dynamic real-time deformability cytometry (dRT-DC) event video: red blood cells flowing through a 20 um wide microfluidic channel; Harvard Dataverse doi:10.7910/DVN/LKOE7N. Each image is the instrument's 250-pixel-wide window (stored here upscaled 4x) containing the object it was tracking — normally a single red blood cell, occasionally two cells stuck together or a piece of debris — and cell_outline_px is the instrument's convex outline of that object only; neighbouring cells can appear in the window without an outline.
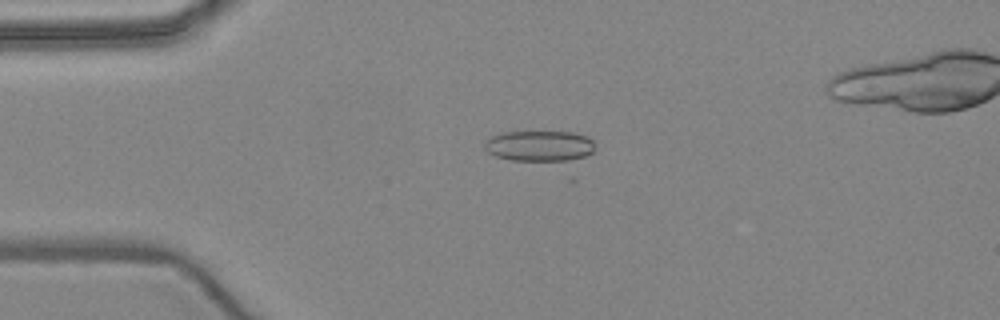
{"species": "common noctule bat (a hibernating species)", "species_latin": "Nyctalus noctula", "temperature_condition": "warm", "stored_images_in_passage": 5, "camera_frame_rate_fps": 3000, "um_per_image_px": 0.085, "animal": {"sex": "female", "body_mass_g": 24.6, "forearm_length_mm": 56.2}, "frame": {"image": 1, "passage_image": 3, "time_ms": 3.333, "image_size_px": [1000, 320], "cell_outline_px": [[592, 152], [584, 156], [568, 160], [512, 160], [496, 156], [488, 152], [484, 148], [484, 144], [488, 136], [504, 132], [576, 132], [588, 136], [592, 140]], "centroid_in_image_um": [45.81, 12.38], "position_along_channel_um": 39.2, "area_um2": 19.59}}